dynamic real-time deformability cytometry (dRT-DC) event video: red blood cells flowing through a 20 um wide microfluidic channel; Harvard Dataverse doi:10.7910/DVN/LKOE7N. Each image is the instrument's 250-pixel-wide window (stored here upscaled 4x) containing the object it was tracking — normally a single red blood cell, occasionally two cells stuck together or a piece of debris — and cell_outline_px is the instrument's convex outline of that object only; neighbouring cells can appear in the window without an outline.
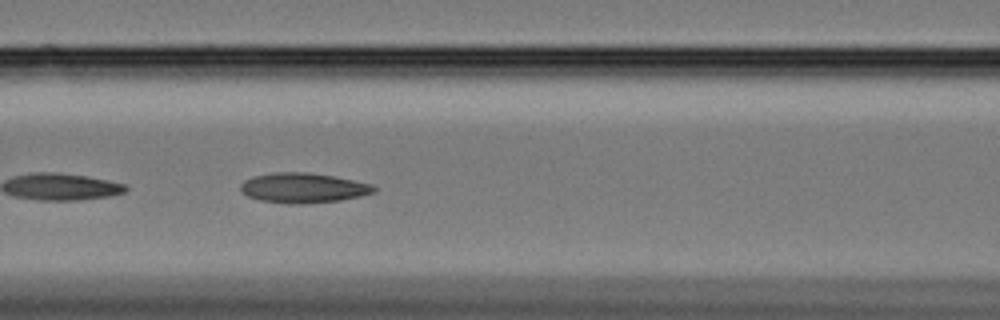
{"species": "Egyptian fruit bat (a non-hibernating species)", "species_latin": "Rousettus aegyptiacus", "temperature_condition": "cold", "stored_images_in_passage": 15, "camera_frame_rate_fps": 3000, "um_per_image_px": 0.085, "animal": {"sex": "female"}, "frame": {"image": 1, "passage_image": 9, "time_ms": 2.667, "image_size_px": [1000, 320], "cell_outline_px": [[376, 192], [360, 196], [340, 200], [304, 204], [288, 204], [260, 200], [248, 196], [240, 192], [240, 184], [244, 180], [252, 176], [272, 172], [308, 172], [332, 176], [372, 184], [376, 188]], "centroid_in_image_um": [25.73, 15.97], "position_along_channel_um": 140.9, "area_um2": 23.41}}